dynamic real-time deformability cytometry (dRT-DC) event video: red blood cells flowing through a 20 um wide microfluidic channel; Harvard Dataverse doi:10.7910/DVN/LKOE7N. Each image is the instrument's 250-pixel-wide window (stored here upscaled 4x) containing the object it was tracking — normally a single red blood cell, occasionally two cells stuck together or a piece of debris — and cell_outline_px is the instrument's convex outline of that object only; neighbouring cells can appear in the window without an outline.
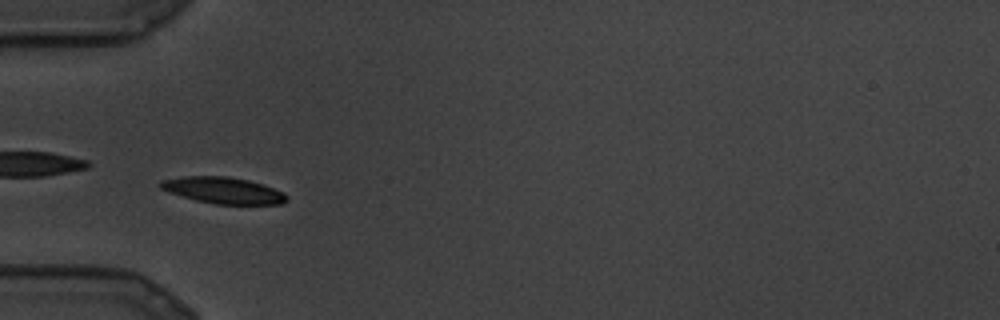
{"species": "common noctule bat (a hibernating species)", "species_latin": "Nyctalus noctula", "temperature_condition": "cold", "stored_images_in_passage": 15, "camera_frame_rate_fps": 3000, "um_per_image_px": 0.085, "animal": {"sex": "male", "body_mass_g": 19.5, "forearm_length_mm": 54.6}, "frame": {"image": 1, "passage_image": 7, "time_ms": 2.0, "image_size_px": [1000, 320], "cell_outline_px": [[288, 200], [284, 204], [216, 204], [196, 200], [168, 192], [160, 188], [156, 184], [160, 180], [184, 176], [228, 176], [248, 180], [264, 184], [284, 192], [288, 196]], "centroid_in_image_um": [18.98, 16.17], "position_along_channel_um": 66.0, "area_um2": 19.65}}
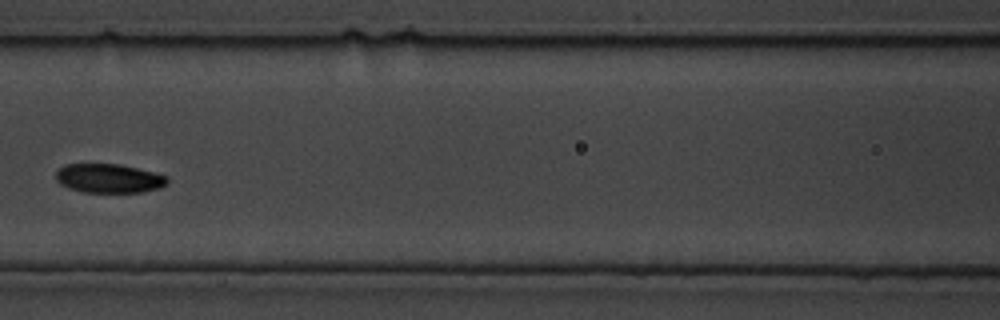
{"frame": {"image": 2, "passage_image": 11, "time_ms": 3.333, "image_size_px": [1000, 320], "cell_outline_px": [[168, 184], [160, 188], [144, 192], [84, 192], [68, 188], [60, 184], [56, 180], [56, 172], [64, 164], [120, 164], [168, 176]], "centroid_in_image_um": [9.26, 15.16], "position_along_channel_um": 157.3, "area_um2": 18.9}}
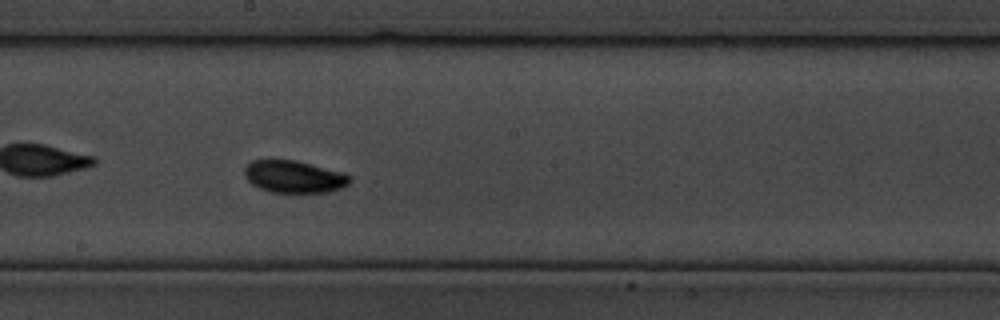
{"frame": {"image": 3, "passage_image": 13, "time_ms": 4.0, "image_size_px": [1000, 320], "cell_outline_px": [[352, 180], [348, 184], [340, 188], [328, 192], [272, 192], [260, 188], [252, 184], [244, 176], [244, 168], [252, 160], [272, 156], [296, 160], [344, 172]], "centroid_in_image_um": [24.93, 14.96], "position_along_channel_um": 223.3, "area_um2": 20.35}}